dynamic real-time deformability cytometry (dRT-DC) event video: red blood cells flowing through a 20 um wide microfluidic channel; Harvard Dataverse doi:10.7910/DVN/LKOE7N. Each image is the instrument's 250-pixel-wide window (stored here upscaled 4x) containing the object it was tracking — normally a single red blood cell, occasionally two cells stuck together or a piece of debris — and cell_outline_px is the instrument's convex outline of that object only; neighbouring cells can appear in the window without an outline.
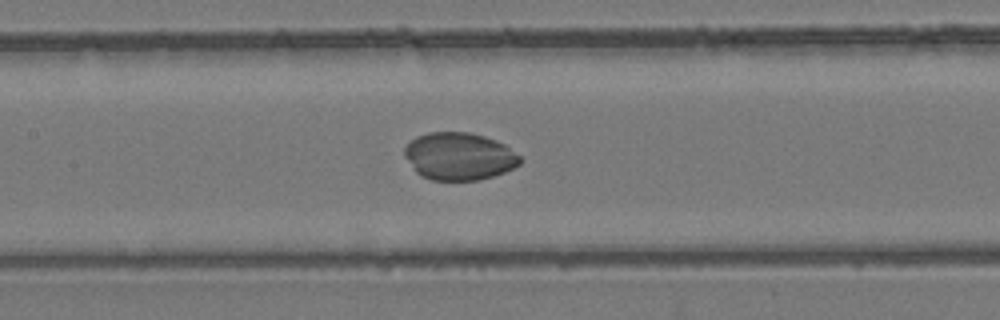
{"species": "common noctule bat (a hibernating species)", "species_latin": "Nyctalus noctula", "temperature_condition": "room temperature", "stored_images_in_passage": 34, "camera_frame_rate_fps": 3000, "um_per_image_px": 0.085, "animal": {"sex": "female", "body_mass_g": 24.6, "forearm_length_mm": 56.2}, "frame": {"image": 1, "passage_image": 9, "time_ms": 2.667, "image_size_px": [1000, 320], "cell_outline_px": [[524, 160], [520, 164], [504, 172], [480, 180], [432, 180], [420, 176], [416, 172], [404, 156], [404, 148], [416, 136], [428, 132], [468, 132], [484, 136], [496, 140], [504, 144], [520, 156]], "centroid_in_image_um": [39.02, 13.29], "position_along_channel_um": 168.4, "area_um2": 32.08}}
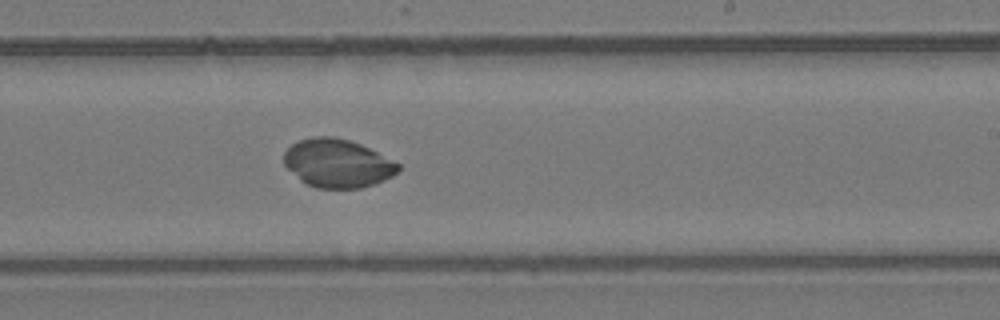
{"frame": {"image": 2, "passage_image": 16, "time_ms": 5.0, "image_size_px": [1000, 320], "cell_outline_px": [[404, 168], [400, 172], [392, 176], [372, 184], [360, 188], [316, 188], [300, 180], [284, 164], [284, 152], [292, 144], [300, 140], [312, 136], [332, 136], [348, 140], [360, 144], [400, 164]], "centroid_in_image_um": [28.7, 13.88], "position_along_channel_um": 260.3, "area_um2": 32.08}}
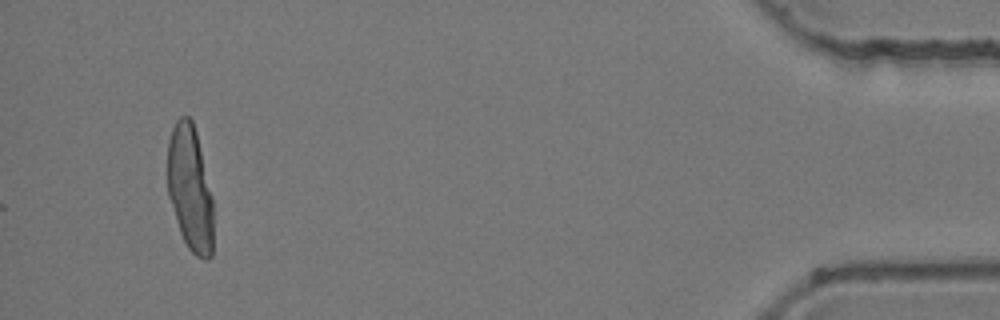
{"frame": {"image": 3, "passage_image": 34, "time_ms": 11.0, "image_size_px": [1000, 320], "cell_outline_px": [[212, 256], [208, 260], [204, 260], [196, 256], [188, 248], [180, 232], [168, 196], [168, 140], [172, 128], [176, 120], [180, 116], [188, 116], [192, 120], [196, 132], [212, 196]], "centroid_in_image_um": [16.14, 16.02], "position_along_channel_um": 419.1, "area_um2": 33.29}}